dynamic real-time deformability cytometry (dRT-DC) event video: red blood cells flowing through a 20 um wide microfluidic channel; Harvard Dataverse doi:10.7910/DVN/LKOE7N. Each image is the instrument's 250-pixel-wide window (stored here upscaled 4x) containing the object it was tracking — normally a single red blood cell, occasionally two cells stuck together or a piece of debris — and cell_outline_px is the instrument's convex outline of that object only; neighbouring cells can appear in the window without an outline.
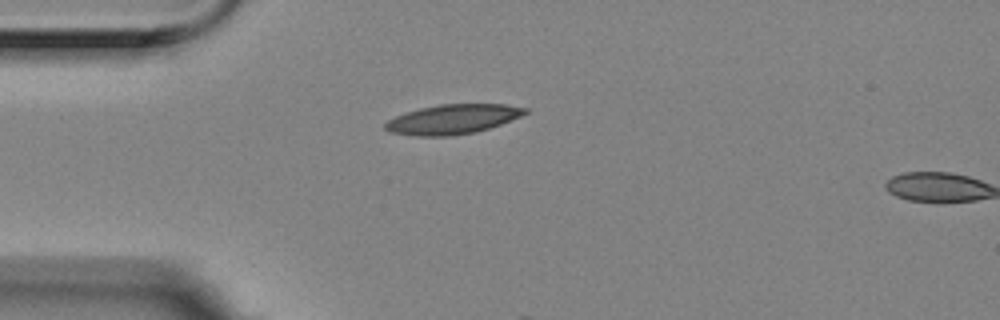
{"species": "Egyptian fruit bat (a non-hibernating species)", "species_latin": "Rousettus aegyptiacus", "temperature_condition": "room temperature", "stored_images_in_passage": 3, "segment_of_instrument_passage": [1, 2], "camera_frame_rate_fps": 3000, "um_per_image_px": 0.085, "animal": {"sex": "female"}, "frame": {"image": 1, "passage_image": 1, "time_ms": 0.0, "image_size_px": [1000, 320], "cell_outline_px": [[528, 112], [520, 116], [500, 124], [476, 132], [452, 136], [416, 136], [388, 132], [384, 128], [384, 124], [388, 120], [404, 112], [420, 108], [440, 104], [508, 104], [528, 108]], "centroid_in_image_um": [38.45, 10.13], "position_along_channel_um": 46.5, "area_um2": 24.22}}